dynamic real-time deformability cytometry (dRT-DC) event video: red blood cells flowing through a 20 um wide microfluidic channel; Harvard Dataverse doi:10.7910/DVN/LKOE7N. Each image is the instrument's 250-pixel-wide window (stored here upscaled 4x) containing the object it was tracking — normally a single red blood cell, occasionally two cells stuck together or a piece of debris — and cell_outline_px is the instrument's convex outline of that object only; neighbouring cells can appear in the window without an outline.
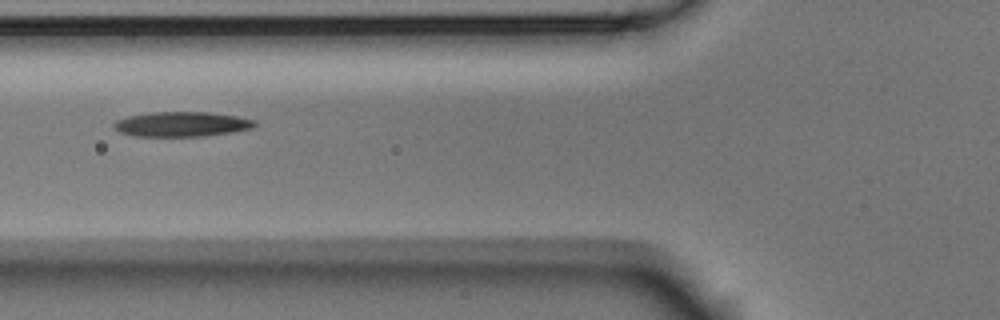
{"species": "Egyptian fruit bat (a non-hibernating species)", "species_latin": "Rousettus aegyptiacus", "temperature_condition": "room temperature", "stored_images_in_passage": 9, "camera_frame_rate_fps": 3000, "um_per_image_px": 0.085, "animal": {"sex": "male"}, "frame": {"image": 1, "passage_image": 6, "time_ms": 1.667, "image_size_px": [1000, 320], "cell_outline_px": [[256, 124], [252, 128], [232, 132], [204, 136], [132, 136], [120, 132], [112, 128], [112, 124], [116, 120], [128, 116], [148, 112], [208, 112], [236, 116], [256, 120]], "centroid_in_image_um": [15.4, 10.55], "position_along_channel_um": 110.4, "area_um2": 20.52}}
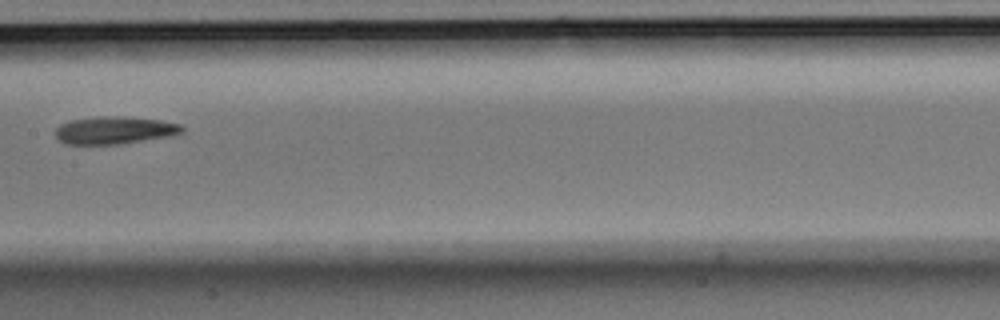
{"frame": {"image": 2, "passage_image": 8, "time_ms": 2.333, "image_size_px": [1000, 320], "cell_outline_px": [[184, 128], [180, 132], [164, 136], [116, 144], [64, 144], [56, 140], [56, 128], [60, 124], [72, 120], [100, 116], [124, 116], [160, 120], [180, 124]], "centroid_in_image_um": [9.64, 11.06], "position_along_channel_um": 197.8, "area_um2": 19.94}}
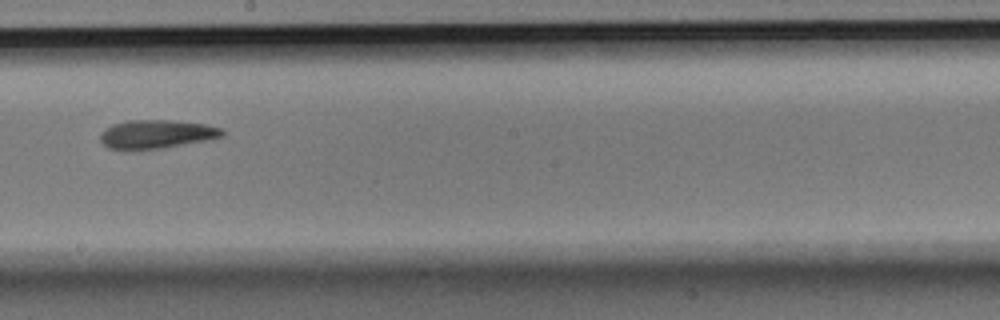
{"frame": {"image": 3, "passage_image": 9, "time_ms": 2.667, "image_size_px": [1000, 320], "cell_outline_px": [[224, 136], [204, 140], [160, 148], [108, 148], [100, 140], [100, 132], [104, 128], [112, 124], [128, 120], [172, 120], [204, 124], [224, 128]], "centroid_in_image_um": [13.3, 11.37], "position_along_channel_um": 234.9, "area_um2": 19.94}}